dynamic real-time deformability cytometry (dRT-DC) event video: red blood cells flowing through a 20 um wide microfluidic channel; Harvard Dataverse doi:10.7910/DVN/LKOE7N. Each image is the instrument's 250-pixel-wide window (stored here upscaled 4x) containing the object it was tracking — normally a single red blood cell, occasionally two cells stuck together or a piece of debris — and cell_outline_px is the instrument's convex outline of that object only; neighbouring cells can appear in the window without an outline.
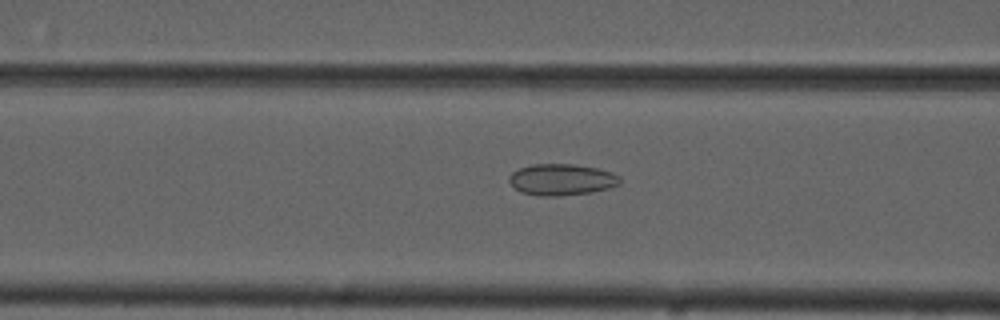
{"species": "common noctule bat (a hibernating species)", "species_latin": "Nyctalus noctula", "temperature_condition": "cold", "stored_images_in_passage": 55, "camera_frame_rate_fps": 3000, "um_per_image_px": 0.085, "animal": {"sex": "male", "forearm_length_mm": 52.5}, "frame": {"image": 1, "passage_image": 22, "time_ms": 7.0, "image_size_px": [1000, 320], "cell_outline_px": [[620, 184], [608, 188], [592, 192], [560, 196], [540, 196], [520, 192], [508, 180], [508, 176], [512, 172], [520, 168], [532, 164], [572, 164], [596, 168], [612, 172], [620, 176]], "centroid_in_image_um": [47.73, 15.27], "position_along_channel_um": 118.9, "area_um2": 20.29}}
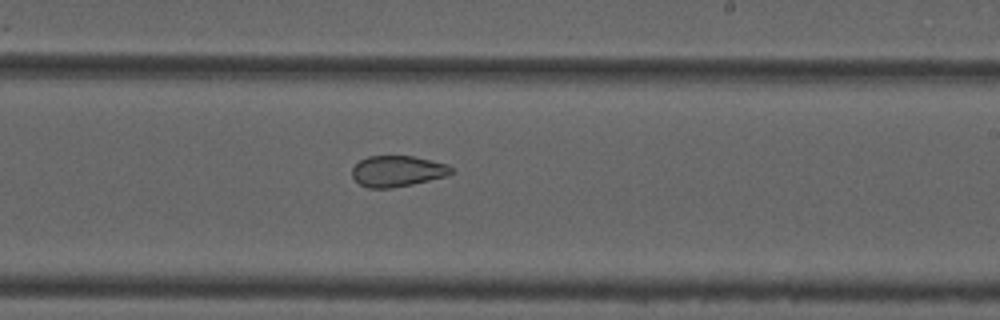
{"frame": {"image": 2, "passage_image": 33, "time_ms": 10.667, "image_size_px": [1000, 320], "cell_outline_px": [[456, 172], [448, 176], [412, 184], [392, 188], [368, 188], [360, 184], [352, 176], [352, 168], [360, 160], [368, 156], [412, 156], [448, 164]], "centroid_in_image_um": [33.81, 14.55], "position_along_channel_um": 255.2, "area_um2": 17.98}}
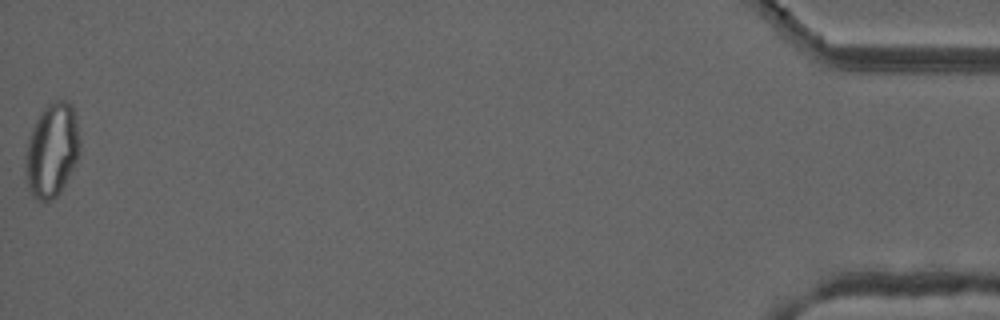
{"frame": {"image": 3, "passage_image": 55, "time_ms": 18.0, "image_size_px": [1000, 320], "cell_outline_px": [[80, 144], [76, 160], [60, 192], [52, 200], [44, 204], [36, 200], [28, 192], [28, 144], [32, 128], [36, 120], [44, 108], [48, 104], [56, 100], [68, 100], [72, 104], [76, 112], [80, 140]], "centroid_in_image_um": [4.46, 12.75], "position_along_channel_um": 430.7, "area_um2": 29.3}, "authors_computed_cell_mechanics": {"area_um2": 23.8136, "velocity_mm_per_s": 3.7304, "shape_relaxation_time_tau1_ms": null, "shape_relaxation_time_tau2_ms": 4.4932, "deformation_change_tau1": null, "deformation_change_tau2": 0.1037}}